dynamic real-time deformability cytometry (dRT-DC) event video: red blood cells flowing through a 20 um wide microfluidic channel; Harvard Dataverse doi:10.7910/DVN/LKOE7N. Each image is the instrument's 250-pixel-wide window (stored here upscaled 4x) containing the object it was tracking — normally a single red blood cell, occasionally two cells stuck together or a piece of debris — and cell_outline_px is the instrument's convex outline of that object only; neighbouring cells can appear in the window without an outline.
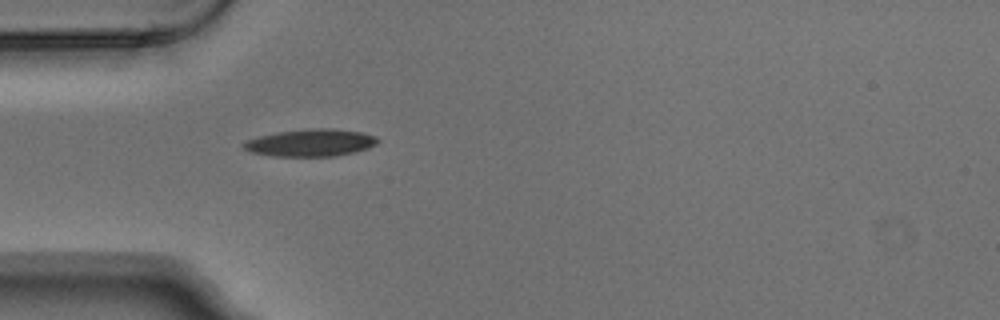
{"species": "Egyptian fruit bat (a non-hibernating species)", "species_latin": "Rousettus aegyptiacus", "temperature_condition": "warm", "stored_images_in_passage": 1, "camera_frame_rate_fps": 3000, "um_per_image_px": 0.085, "animal": {"sex": "male"}, "frame": {"image": 1, "passage_image": 1, "time_ms": 0.0, "image_size_px": [1000, 320], "cell_outline_px": [[380, 140], [376, 144], [368, 148], [356, 152], [336, 156], [276, 156], [252, 152], [244, 148], [240, 144], [244, 140], [276, 132], [308, 128], [332, 128], [360, 132], [376, 136]], "centroid_in_image_um": [26.41, 12.12], "position_along_channel_um": 58.6, "area_um2": 21.44}}